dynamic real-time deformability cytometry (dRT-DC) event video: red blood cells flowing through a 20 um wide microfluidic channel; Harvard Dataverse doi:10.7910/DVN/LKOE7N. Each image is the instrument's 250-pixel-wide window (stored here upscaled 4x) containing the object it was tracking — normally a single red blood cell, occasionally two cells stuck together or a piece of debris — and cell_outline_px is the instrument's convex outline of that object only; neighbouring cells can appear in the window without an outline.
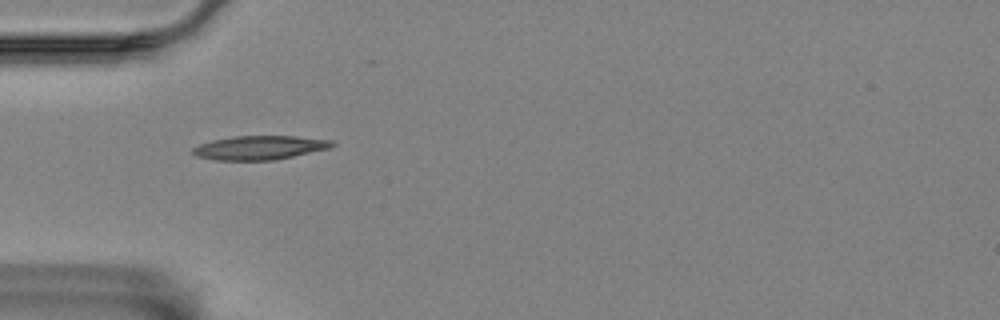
{"species": "Egyptian fruit bat (a non-hibernating species)", "species_latin": "Rousettus aegyptiacus", "temperature_condition": "room temperature", "stored_images_in_passage": 6, "camera_frame_rate_fps": 3000, "um_per_image_px": 0.085, "animal": {"sex": "female"}, "frame": {"image": 1, "passage_image": 1, "time_ms": 0.0, "image_size_px": [1000, 320], "cell_outline_px": [[336, 144], [328, 148], [292, 156], [272, 160], [216, 160], [196, 156], [192, 152], [192, 148], [200, 144], [212, 140], [232, 136], [296, 136], [332, 140]], "centroid_in_image_um": [22.04, 12.54], "position_along_channel_um": 63.0, "area_um2": 19.25}}
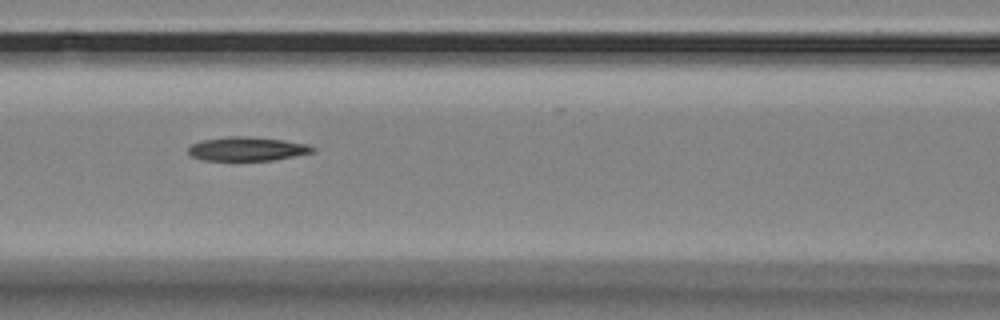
{"frame": {"image": 2, "passage_image": 3, "time_ms": 0.667, "image_size_px": [1000, 320], "cell_outline_px": [[316, 152], [272, 160], [204, 160], [192, 156], [188, 152], [188, 148], [192, 144], [204, 140], [228, 136], [252, 136], [284, 140], [312, 144], [316, 148]], "centroid_in_image_um": [21.09, 12.64], "position_along_channel_um": 145.5, "area_um2": 17.46}}
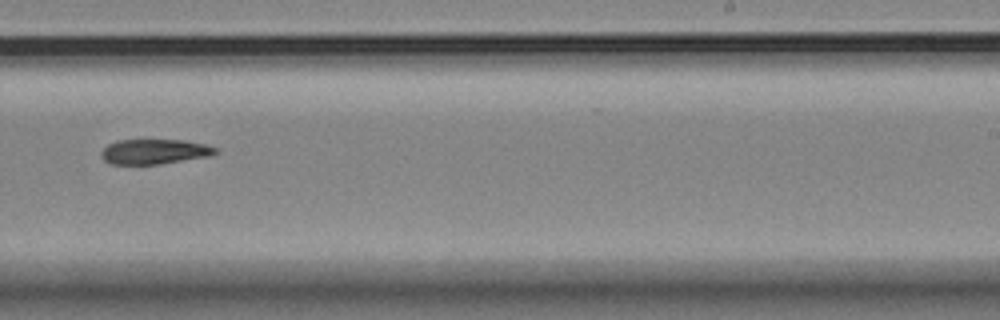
{"frame": {"image": 3, "passage_image": 6, "time_ms": 1.667, "image_size_px": [1000, 320], "cell_outline_px": [[220, 152], [212, 156], [160, 164], [108, 164], [100, 156], [100, 152], [108, 144], [116, 140], [184, 140], [204, 144], [216, 148]], "centroid_in_image_um": [13.13, 12.89], "position_along_channel_um": 275.9, "area_um2": 16.82}}